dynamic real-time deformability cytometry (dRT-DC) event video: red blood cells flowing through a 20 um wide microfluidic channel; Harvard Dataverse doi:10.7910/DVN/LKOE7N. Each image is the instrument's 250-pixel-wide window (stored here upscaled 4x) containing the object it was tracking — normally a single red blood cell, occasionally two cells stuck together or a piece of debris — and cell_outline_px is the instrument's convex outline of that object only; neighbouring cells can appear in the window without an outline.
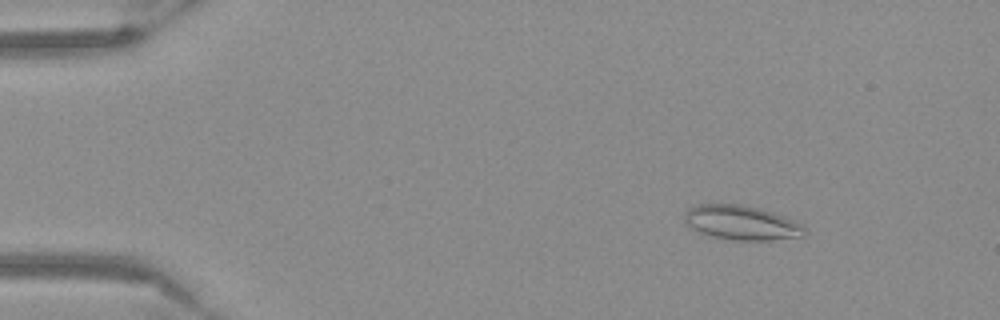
{"species": "Egyptian fruit bat (a non-hibernating species)", "species_latin": "Rousettus aegyptiacus", "temperature_condition": "warm", "stored_images_in_passage": 8, "camera_frame_rate_fps": 3000, "um_per_image_px": 0.085, "frame": {"image": 1, "passage_image": 1, "time_ms": 0.0, "image_size_px": [1000, 320], "cell_outline_px": [[808, 236], [768, 240], [732, 240], [712, 236], [700, 232], [692, 228], [684, 220], [684, 212], [688, 208], [696, 204], [740, 204], [760, 208], [772, 212], [804, 224], [808, 232]], "centroid_in_image_um": [63.07, 18.93], "position_along_channel_um": 21.9, "area_um2": 24.33}}